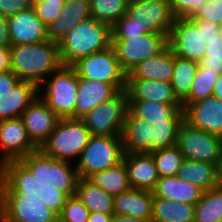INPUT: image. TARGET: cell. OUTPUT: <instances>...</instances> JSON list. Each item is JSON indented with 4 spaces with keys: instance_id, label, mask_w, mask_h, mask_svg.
<instances>
[{
    "instance_id": "obj_18",
    "label": "cell",
    "mask_w": 222,
    "mask_h": 222,
    "mask_svg": "<svg viewBox=\"0 0 222 222\" xmlns=\"http://www.w3.org/2000/svg\"><path fill=\"white\" fill-rule=\"evenodd\" d=\"M125 89L126 85H111L97 80L78 78L74 118H81L99 104L110 100Z\"/></svg>"
},
{
    "instance_id": "obj_54",
    "label": "cell",
    "mask_w": 222,
    "mask_h": 222,
    "mask_svg": "<svg viewBox=\"0 0 222 222\" xmlns=\"http://www.w3.org/2000/svg\"><path fill=\"white\" fill-rule=\"evenodd\" d=\"M220 35L222 36V23L219 25Z\"/></svg>"
},
{
    "instance_id": "obj_30",
    "label": "cell",
    "mask_w": 222,
    "mask_h": 222,
    "mask_svg": "<svg viewBox=\"0 0 222 222\" xmlns=\"http://www.w3.org/2000/svg\"><path fill=\"white\" fill-rule=\"evenodd\" d=\"M195 205L154 197L151 222H194Z\"/></svg>"
},
{
    "instance_id": "obj_7",
    "label": "cell",
    "mask_w": 222,
    "mask_h": 222,
    "mask_svg": "<svg viewBox=\"0 0 222 222\" xmlns=\"http://www.w3.org/2000/svg\"><path fill=\"white\" fill-rule=\"evenodd\" d=\"M176 146L184 160L207 162L218 166L222 158V137L196 129L185 121L178 129Z\"/></svg>"
},
{
    "instance_id": "obj_44",
    "label": "cell",
    "mask_w": 222,
    "mask_h": 222,
    "mask_svg": "<svg viewBox=\"0 0 222 222\" xmlns=\"http://www.w3.org/2000/svg\"><path fill=\"white\" fill-rule=\"evenodd\" d=\"M33 7V0H0V15L9 17Z\"/></svg>"
},
{
    "instance_id": "obj_15",
    "label": "cell",
    "mask_w": 222,
    "mask_h": 222,
    "mask_svg": "<svg viewBox=\"0 0 222 222\" xmlns=\"http://www.w3.org/2000/svg\"><path fill=\"white\" fill-rule=\"evenodd\" d=\"M28 138L39 149L54 131L60 118L37 96L22 113Z\"/></svg>"
},
{
    "instance_id": "obj_20",
    "label": "cell",
    "mask_w": 222,
    "mask_h": 222,
    "mask_svg": "<svg viewBox=\"0 0 222 222\" xmlns=\"http://www.w3.org/2000/svg\"><path fill=\"white\" fill-rule=\"evenodd\" d=\"M89 18V0H67L60 15L47 26L48 40L59 43L75 26Z\"/></svg>"
},
{
    "instance_id": "obj_55",
    "label": "cell",
    "mask_w": 222,
    "mask_h": 222,
    "mask_svg": "<svg viewBox=\"0 0 222 222\" xmlns=\"http://www.w3.org/2000/svg\"><path fill=\"white\" fill-rule=\"evenodd\" d=\"M134 1H139V0H127V2H134Z\"/></svg>"
},
{
    "instance_id": "obj_10",
    "label": "cell",
    "mask_w": 222,
    "mask_h": 222,
    "mask_svg": "<svg viewBox=\"0 0 222 222\" xmlns=\"http://www.w3.org/2000/svg\"><path fill=\"white\" fill-rule=\"evenodd\" d=\"M0 222H59L37 195H0Z\"/></svg>"
},
{
    "instance_id": "obj_39",
    "label": "cell",
    "mask_w": 222,
    "mask_h": 222,
    "mask_svg": "<svg viewBox=\"0 0 222 222\" xmlns=\"http://www.w3.org/2000/svg\"><path fill=\"white\" fill-rule=\"evenodd\" d=\"M199 65L222 74V40L206 43V52Z\"/></svg>"
},
{
    "instance_id": "obj_38",
    "label": "cell",
    "mask_w": 222,
    "mask_h": 222,
    "mask_svg": "<svg viewBox=\"0 0 222 222\" xmlns=\"http://www.w3.org/2000/svg\"><path fill=\"white\" fill-rule=\"evenodd\" d=\"M90 211L75 195L70 196L58 215L59 222H87Z\"/></svg>"
},
{
    "instance_id": "obj_8",
    "label": "cell",
    "mask_w": 222,
    "mask_h": 222,
    "mask_svg": "<svg viewBox=\"0 0 222 222\" xmlns=\"http://www.w3.org/2000/svg\"><path fill=\"white\" fill-rule=\"evenodd\" d=\"M128 113V94L120 91L108 101L99 104L80 119L92 135H121Z\"/></svg>"
},
{
    "instance_id": "obj_53",
    "label": "cell",
    "mask_w": 222,
    "mask_h": 222,
    "mask_svg": "<svg viewBox=\"0 0 222 222\" xmlns=\"http://www.w3.org/2000/svg\"><path fill=\"white\" fill-rule=\"evenodd\" d=\"M47 1L53 3H66L67 0H47Z\"/></svg>"
},
{
    "instance_id": "obj_37",
    "label": "cell",
    "mask_w": 222,
    "mask_h": 222,
    "mask_svg": "<svg viewBox=\"0 0 222 222\" xmlns=\"http://www.w3.org/2000/svg\"><path fill=\"white\" fill-rule=\"evenodd\" d=\"M182 123H154L152 125V152L176 145Z\"/></svg>"
},
{
    "instance_id": "obj_34",
    "label": "cell",
    "mask_w": 222,
    "mask_h": 222,
    "mask_svg": "<svg viewBox=\"0 0 222 222\" xmlns=\"http://www.w3.org/2000/svg\"><path fill=\"white\" fill-rule=\"evenodd\" d=\"M219 75V73L199 65L192 82L191 91L181 102L182 108L185 109L190 103L212 97L214 93V85Z\"/></svg>"
},
{
    "instance_id": "obj_49",
    "label": "cell",
    "mask_w": 222,
    "mask_h": 222,
    "mask_svg": "<svg viewBox=\"0 0 222 222\" xmlns=\"http://www.w3.org/2000/svg\"><path fill=\"white\" fill-rule=\"evenodd\" d=\"M114 213L90 212L87 222H110Z\"/></svg>"
},
{
    "instance_id": "obj_24",
    "label": "cell",
    "mask_w": 222,
    "mask_h": 222,
    "mask_svg": "<svg viewBox=\"0 0 222 222\" xmlns=\"http://www.w3.org/2000/svg\"><path fill=\"white\" fill-rule=\"evenodd\" d=\"M128 100H147L161 103L181 104L174 95L170 82L145 79H127Z\"/></svg>"
},
{
    "instance_id": "obj_16",
    "label": "cell",
    "mask_w": 222,
    "mask_h": 222,
    "mask_svg": "<svg viewBox=\"0 0 222 222\" xmlns=\"http://www.w3.org/2000/svg\"><path fill=\"white\" fill-rule=\"evenodd\" d=\"M11 45L35 44L48 40L47 26L32 7L7 17Z\"/></svg>"
},
{
    "instance_id": "obj_2",
    "label": "cell",
    "mask_w": 222,
    "mask_h": 222,
    "mask_svg": "<svg viewBox=\"0 0 222 222\" xmlns=\"http://www.w3.org/2000/svg\"><path fill=\"white\" fill-rule=\"evenodd\" d=\"M11 71L23 81L39 86L62 66L58 43L50 40L35 44L11 45Z\"/></svg>"
},
{
    "instance_id": "obj_4",
    "label": "cell",
    "mask_w": 222,
    "mask_h": 222,
    "mask_svg": "<svg viewBox=\"0 0 222 222\" xmlns=\"http://www.w3.org/2000/svg\"><path fill=\"white\" fill-rule=\"evenodd\" d=\"M91 136L80 118H60L54 131L39 149L54 159L75 164Z\"/></svg>"
},
{
    "instance_id": "obj_32",
    "label": "cell",
    "mask_w": 222,
    "mask_h": 222,
    "mask_svg": "<svg viewBox=\"0 0 222 222\" xmlns=\"http://www.w3.org/2000/svg\"><path fill=\"white\" fill-rule=\"evenodd\" d=\"M198 67V62L174 55V70L170 83L174 95L180 102L189 95Z\"/></svg>"
},
{
    "instance_id": "obj_1",
    "label": "cell",
    "mask_w": 222,
    "mask_h": 222,
    "mask_svg": "<svg viewBox=\"0 0 222 222\" xmlns=\"http://www.w3.org/2000/svg\"><path fill=\"white\" fill-rule=\"evenodd\" d=\"M79 176L74 163L45 155L40 149L0 165V195H37L58 215L75 195Z\"/></svg>"
},
{
    "instance_id": "obj_41",
    "label": "cell",
    "mask_w": 222,
    "mask_h": 222,
    "mask_svg": "<svg viewBox=\"0 0 222 222\" xmlns=\"http://www.w3.org/2000/svg\"><path fill=\"white\" fill-rule=\"evenodd\" d=\"M189 19H198L220 25L222 23V0H207Z\"/></svg>"
},
{
    "instance_id": "obj_47",
    "label": "cell",
    "mask_w": 222,
    "mask_h": 222,
    "mask_svg": "<svg viewBox=\"0 0 222 222\" xmlns=\"http://www.w3.org/2000/svg\"><path fill=\"white\" fill-rule=\"evenodd\" d=\"M7 17L0 15V47H10Z\"/></svg>"
},
{
    "instance_id": "obj_25",
    "label": "cell",
    "mask_w": 222,
    "mask_h": 222,
    "mask_svg": "<svg viewBox=\"0 0 222 222\" xmlns=\"http://www.w3.org/2000/svg\"><path fill=\"white\" fill-rule=\"evenodd\" d=\"M153 199L152 191L131 188L114 196V214L128 215L151 222Z\"/></svg>"
},
{
    "instance_id": "obj_36",
    "label": "cell",
    "mask_w": 222,
    "mask_h": 222,
    "mask_svg": "<svg viewBox=\"0 0 222 222\" xmlns=\"http://www.w3.org/2000/svg\"><path fill=\"white\" fill-rule=\"evenodd\" d=\"M150 154L154 159L155 166L160 177L178 175L184 158L176 145L154 151Z\"/></svg>"
},
{
    "instance_id": "obj_33",
    "label": "cell",
    "mask_w": 222,
    "mask_h": 222,
    "mask_svg": "<svg viewBox=\"0 0 222 222\" xmlns=\"http://www.w3.org/2000/svg\"><path fill=\"white\" fill-rule=\"evenodd\" d=\"M194 222H222V187L203 192L195 205Z\"/></svg>"
},
{
    "instance_id": "obj_29",
    "label": "cell",
    "mask_w": 222,
    "mask_h": 222,
    "mask_svg": "<svg viewBox=\"0 0 222 222\" xmlns=\"http://www.w3.org/2000/svg\"><path fill=\"white\" fill-rule=\"evenodd\" d=\"M75 196L90 212L114 213V196L94 185L87 178H79Z\"/></svg>"
},
{
    "instance_id": "obj_6",
    "label": "cell",
    "mask_w": 222,
    "mask_h": 222,
    "mask_svg": "<svg viewBox=\"0 0 222 222\" xmlns=\"http://www.w3.org/2000/svg\"><path fill=\"white\" fill-rule=\"evenodd\" d=\"M124 155L121 135H92L75 163L79 178L112 168L122 162Z\"/></svg>"
},
{
    "instance_id": "obj_3",
    "label": "cell",
    "mask_w": 222,
    "mask_h": 222,
    "mask_svg": "<svg viewBox=\"0 0 222 222\" xmlns=\"http://www.w3.org/2000/svg\"><path fill=\"white\" fill-rule=\"evenodd\" d=\"M111 26L89 18L75 26L59 43L62 65L72 66L80 58L111 46Z\"/></svg>"
},
{
    "instance_id": "obj_5",
    "label": "cell",
    "mask_w": 222,
    "mask_h": 222,
    "mask_svg": "<svg viewBox=\"0 0 222 222\" xmlns=\"http://www.w3.org/2000/svg\"><path fill=\"white\" fill-rule=\"evenodd\" d=\"M78 75L72 66L62 65L38 86V96L59 118H74Z\"/></svg>"
},
{
    "instance_id": "obj_46",
    "label": "cell",
    "mask_w": 222,
    "mask_h": 222,
    "mask_svg": "<svg viewBox=\"0 0 222 222\" xmlns=\"http://www.w3.org/2000/svg\"><path fill=\"white\" fill-rule=\"evenodd\" d=\"M203 36L206 43L212 40H222L219 25L212 22L203 21Z\"/></svg>"
},
{
    "instance_id": "obj_23",
    "label": "cell",
    "mask_w": 222,
    "mask_h": 222,
    "mask_svg": "<svg viewBox=\"0 0 222 222\" xmlns=\"http://www.w3.org/2000/svg\"><path fill=\"white\" fill-rule=\"evenodd\" d=\"M121 137L124 152L152 153V125L141 118H136L129 110Z\"/></svg>"
},
{
    "instance_id": "obj_27",
    "label": "cell",
    "mask_w": 222,
    "mask_h": 222,
    "mask_svg": "<svg viewBox=\"0 0 222 222\" xmlns=\"http://www.w3.org/2000/svg\"><path fill=\"white\" fill-rule=\"evenodd\" d=\"M152 192L154 197L196 205L204 190L178 176H165L159 177Z\"/></svg>"
},
{
    "instance_id": "obj_31",
    "label": "cell",
    "mask_w": 222,
    "mask_h": 222,
    "mask_svg": "<svg viewBox=\"0 0 222 222\" xmlns=\"http://www.w3.org/2000/svg\"><path fill=\"white\" fill-rule=\"evenodd\" d=\"M87 179L112 196L119 195L131 189L127 169L123 161L112 168L93 173Z\"/></svg>"
},
{
    "instance_id": "obj_40",
    "label": "cell",
    "mask_w": 222,
    "mask_h": 222,
    "mask_svg": "<svg viewBox=\"0 0 222 222\" xmlns=\"http://www.w3.org/2000/svg\"><path fill=\"white\" fill-rule=\"evenodd\" d=\"M147 34L143 28L132 23L126 14L111 26V38H128Z\"/></svg>"
},
{
    "instance_id": "obj_35",
    "label": "cell",
    "mask_w": 222,
    "mask_h": 222,
    "mask_svg": "<svg viewBox=\"0 0 222 222\" xmlns=\"http://www.w3.org/2000/svg\"><path fill=\"white\" fill-rule=\"evenodd\" d=\"M91 18L112 26L126 14L127 0H89Z\"/></svg>"
},
{
    "instance_id": "obj_9",
    "label": "cell",
    "mask_w": 222,
    "mask_h": 222,
    "mask_svg": "<svg viewBox=\"0 0 222 222\" xmlns=\"http://www.w3.org/2000/svg\"><path fill=\"white\" fill-rule=\"evenodd\" d=\"M121 68L128 74L147 58L157 55L168 46L163 34H143L128 38H111Z\"/></svg>"
},
{
    "instance_id": "obj_45",
    "label": "cell",
    "mask_w": 222,
    "mask_h": 222,
    "mask_svg": "<svg viewBox=\"0 0 222 222\" xmlns=\"http://www.w3.org/2000/svg\"><path fill=\"white\" fill-rule=\"evenodd\" d=\"M19 81L11 70L0 72V92L11 90Z\"/></svg>"
},
{
    "instance_id": "obj_26",
    "label": "cell",
    "mask_w": 222,
    "mask_h": 222,
    "mask_svg": "<svg viewBox=\"0 0 222 222\" xmlns=\"http://www.w3.org/2000/svg\"><path fill=\"white\" fill-rule=\"evenodd\" d=\"M174 70V54L169 46L134 67L127 79H145L171 82Z\"/></svg>"
},
{
    "instance_id": "obj_14",
    "label": "cell",
    "mask_w": 222,
    "mask_h": 222,
    "mask_svg": "<svg viewBox=\"0 0 222 222\" xmlns=\"http://www.w3.org/2000/svg\"><path fill=\"white\" fill-rule=\"evenodd\" d=\"M38 148L28 138L21 118L0 121V165L20 160Z\"/></svg>"
},
{
    "instance_id": "obj_48",
    "label": "cell",
    "mask_w": 222,
    "mask_h": 222,
    "mask_svg": "<svg viewBox=\"0 0 222 222\" xmlns=\"http://www.w3.org/2000/svg\"><path fill=\"white\" fill-rule=\"evenodd\" d=\"M11 70L10 47H0V72Z\"/></svg>"
},
{
    "instance_id": "obj_51",
    "label": "cell",
    "mask_w": 222,
    "mask_h": 222,
    "mask_svg": "<svg viewBox=\"0 0 222 222\" xmlns=\"http://www.w3.org/2000/svg\"><path fill=\"white\" fill-rule=\"evenodd\" d=\"M213 97L222 100V74L218 76L215 82Z\"/></svg>"
},
{
    "instance_id": "obj_28",
    "label": "cell",
    "mask_w": 222,
    "mask_h": 222,
    "mask_svg": "<svg viewBox=\"0 0 222 222\" xmlns=\"http://www.w3.org/2000/svg\"><path fill=\"white\" fill-rule=\"evenodd\" d=\"M177 176L204 191L218 186L217 165L207 162L184 160Z\"/></svg>"
},
{
    "instance_id": "obj_19",
    "label": "cell",
    "mask_w": 222,
    "mask_h": 222,
    "mask_svg": "<svg viewBox=\"0 0 222 222\" xmlns=\"http://www.w3.org/2000/svg\"><path fill=\"white\" fill-rule=\"evenodd\" d=\"M122 161L132 189L153 191L160 176L150 153L124 152Z\"/></svg>"
},
{
    "instance_id": "obj_22",
    "label": "cell",
    "mask_w": 222,
    "mask_h": 222,
    "mask_svg": "<svg viewBox=\"0 0 222 222\" xmlns=\"http://www.w3.org/2000/svg\"><path fill=\"white\" fill-rule=\"evenodd\" d=\"M38 96V86L20 80L11 90L0 92V121L21 118L22 113Z\"/></svg>"
},
{
    "instance_id": "obj_21",
    "label": "cell",
    "mask_w": 222,
    "mask_h": 222,
    "mask_svg": "<svg viewBox=\"0 0 222 222\" xmlns=\"http://www.w3.org/2000/svg\"><path fill=\"white\" fill-rule=\"evenodd\" d=\"M128 110L136 117L154 123H183L182 104L152 102L147 100H128Z\"/></svg>"
},
{
    "instance_id": "obj_11",
    "label": "cell",
    "mask_w": 222,
    "mask_h": 222,
    "mask_svg": "<svg viewBox=\"0 0 222 222\" xmlns=\"http://www.w3.org/2000/svg\"><path fill=\"white\" fill-rule=\"evenodd\" d=\"M168 46L175 56L199 63L206 52L203 20L176 17L168 36Z\"/></svg>"
},
{
    "instance_id": "obj_43",
    "label": "cell",
    "mask_w": 222,
    "mask_h": 222,
    "mask_svg": "<svg viewBox=\"0 0 222 222\" xmlns=\"http://www.w3.org/2000/svg\"><path fill=\"white\" fill-rule=\"evenodd\" d=\"M175 17L191 18L207 0H168Z\"/></svg>"
},
{
    "instance_id": "obj_12",
    "label": "cell",
    "mask_w": 222,
    "mask_h": 222,
    "mask_svg": "<svg viewBox=\"0 0 222 222\" xmlns=\"http://www.w3.org/2000/svg\"><path fill=\"white\" fill-rule=\"evenodd\" d=\"M78 78L97 80L111 85H126L127 74L121 68L112 45L75 62Z\"/></svg>"
},
{
    "instance_id": "obj_50",
    "label": "cell",
    "mask_w": 222,
    "mask_h": 222,
    "mask_svg": "<svg viewBox=\"0 0 222 222\" xmlns=\"http://www.w3.org/2000/svg\"><path fill=\"white\" fill-rule=\"evenodd\" d=\"M110 222H146V221L128 215L113 214Z\"/></svg>"
},
{
    "instance_id": "obj_13",
    "label": "cell",
    "mask_w": 222,
    "mask_h": 222,
    "mask_svg": "<svg viewBox=\"0 0 222 222\" xmlns=\"http://www.w3.org/2000/svg\"><path fill=\"white\" fill-rule=\"evenodd\" d=\"M126 15L146 33L163 34L167 37L176 18L167 0L129 2Z\"/></svg>"
},
{
    "instance_id": "obj_52",
    "label": "cell",
    "mask_w": 222,
    "mask_h": 222,
    "mask_svg": "<svg viewBox=\"0 0 222 222\" xmlns=\"http://www.w3.org/2000/svg\"><path fill=\"white\" fill-rule=\"evenodd\" d=\"M218 186L222 187V158L217 166Z\"/></svg>"
},
{
    "instance_id": "obj_17",
    "label": "cell",
    "mask_w": 222,
    "mask_h": 222,
    "mask_svg": "<svg viewBox=\"0 0 222 222\" xmlns=\"http://www.w3.org/2000/svg\"><path fill=\"white\" fill-rule=\"evenodd\" d=\"M184 121L196 129L222 137V100L212 96L190 103L184 109Z\"/></svg>"
},
{
    "instance_id": "obj_42",
    "label": "cell",
    "mask_w": 222,
    "mask_h": 222,
    "mask_svg": "<svg viewBox=\"0 0 222 222\" xmlns=\"http://www.w3.org/2000/svg\"><path fill=\"white\" fill-rule=\"evenodd\" d=\"M64 4L48 2L47 0H33V8L46 26L51 24L60 15Z\"/></svg>"
}]
</instances>
